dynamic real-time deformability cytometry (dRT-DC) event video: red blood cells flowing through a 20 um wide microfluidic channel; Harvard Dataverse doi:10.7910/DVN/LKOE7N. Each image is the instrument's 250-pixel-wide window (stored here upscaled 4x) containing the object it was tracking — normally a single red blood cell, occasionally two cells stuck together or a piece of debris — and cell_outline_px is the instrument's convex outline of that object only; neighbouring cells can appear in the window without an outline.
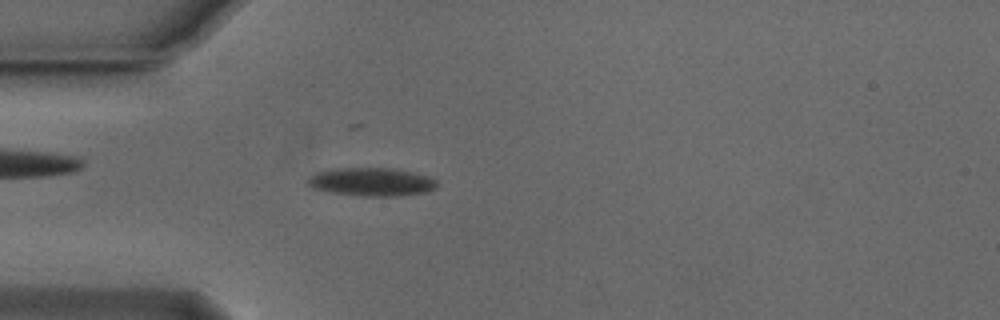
{"species": "Egyptian fruit bat (a non-hibernating species)", "species_latin": "Rousettus aegyptiacus", "temperature_condition": "cold", "stored_images_in_passage": 52, "camera_frame_rate_fps": 3000, "um_per_image_px": 0.085, "animal": {"sex": "male"}, "frame": {"image": 1, "passage_image": 14, "time_ms": 4.333, "image_size_px": [1000, 320], "cell_outline_px": [[436, 188], [424, 192], [400, 196], [364, 196], [328, 192], [312, 188], [308, 184], [308, 176], [316, 172], [332, 168], [392, 168], [412, 172], [428, 176], [436, 180]], "centroid_in_image_um": [31.54, 15.46], "position_along_channel_um": 53.5, "area_um2": 21.39}}
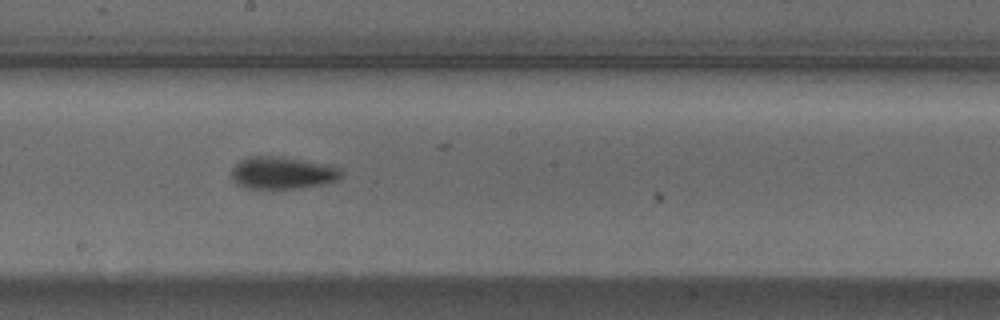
{"frame": {"image": 2, "passage_image": 28, "time_ms": 9.0, "image_size_px": [1000, 320], "cell_outline_px": [[344, 172], [340, 180], [320, 184], [272, 192], [244, 188], [236, 184], [232, 180], [232, 168], [240, 160], [248, 156], [280, 156], [328, 164], [340, 168]], "centroid_in_image_um": [23.97, 14.73], "position_along_channel_um": 224.2, "area_um2": 21.56}}
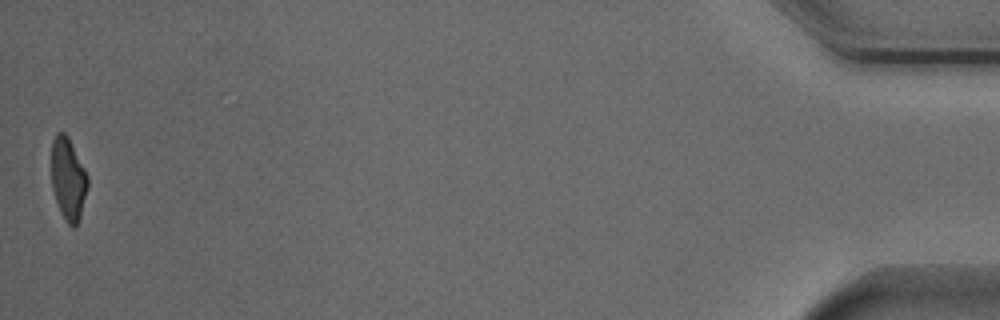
{"frame": {"image": 3, "passage_image": 52, "time_ms": 17.0, "image_size_px": [1000, 320], "cell_outline_px": [[88, 188], [80, 216], [76, 228], [72, 228], [68, 224], [60, 212], [52, 188], [52, 140], [56, 132], [64, 132], [68, 136], [88, 176]], "centroid_in_image_um": [5.8, 15.22], "position_along_channel_um": 429.4, "area_um2": 17.4}, "authors_computed_cell_mechanics": {"area_um2": 19.2763, "velocity_mm_per_s": 3.8161, "shape_relaxation_time_tau1_ms": 3.6541, "shape_relaxation_time_tau2_ms": 1.5627, "deformation_change_tau1": 0.1452, "deformation_change_tau2": 0.0759}}